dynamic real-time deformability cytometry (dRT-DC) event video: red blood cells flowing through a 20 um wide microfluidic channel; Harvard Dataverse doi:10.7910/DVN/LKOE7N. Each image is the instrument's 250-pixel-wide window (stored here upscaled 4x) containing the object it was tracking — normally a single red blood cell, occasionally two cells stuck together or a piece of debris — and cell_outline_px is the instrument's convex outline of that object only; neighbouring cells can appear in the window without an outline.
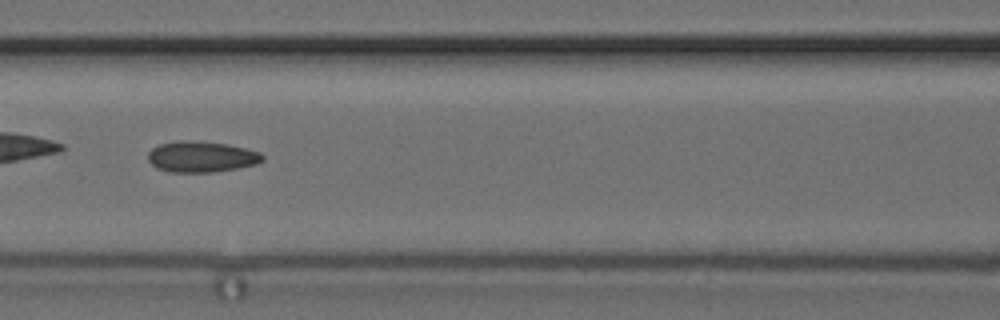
{"species": "common noctule bat (a hibernating species)", "species_latin": "Nyctalus noctula", "temperature_condition": "cold", "stored_images_in_passage": 50, "camera_frame_rate_fps": 3000, "um_per_image_px": 0.085, "animal": {"sex": "female", "body_mass_g": 24.6, "forearm_length_mm": 56.2}, "frame": {"image": 1, "passage_image": 22, "time_ms": 7.0, "image_size_px": [1000, 320], "cell_outline_px": [[264, 160], [256, 164], [236, 168], [212, 172], [168, 172], [156, 168], [148, 160], [148, 152], [152, 148], [160, 144], [180, 140], [184, 140], [228, 144], [260, 152], [264, 156]], "centroid_in_image_um": [17.1, 13.33], "position_along_channel_um": 149.5, "area_um2": 20.58}}